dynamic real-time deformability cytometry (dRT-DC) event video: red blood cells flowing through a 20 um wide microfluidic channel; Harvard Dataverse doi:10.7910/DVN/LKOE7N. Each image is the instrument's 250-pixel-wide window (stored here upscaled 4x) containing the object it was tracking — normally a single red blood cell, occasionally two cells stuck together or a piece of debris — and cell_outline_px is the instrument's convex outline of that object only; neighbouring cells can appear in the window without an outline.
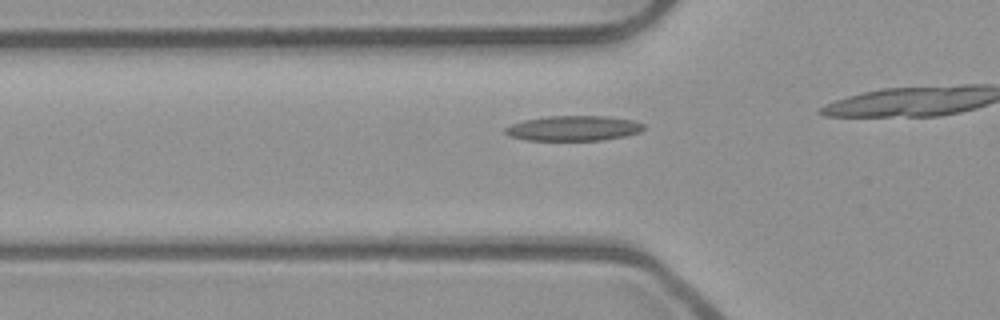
{"species": "common noctule bat (a hibernating species)", "species_latin": "Nyctalus noctula", "temperature_condition": "room temperature", "stored_images_in_passage": 20, "camera_frame_rate_fps": 3000, "um_per_image_px": 0.085, "animal": {"sex": "male", "body_mass_g": 23.1, "forearm_length_mm": 52.7}, "frame": {"image": 1, "passage_image": 15, "time_ms": 4.667, "image_size_px": [1000, 320], "cell_outline_px": [[644, 128], [640, 132], [624, 136], [600, 140], [528, 140], [512, 136], [504, 132], [504, 128], [512, 124], [524, 120], [548, 116], [604, 116], [632, 120], [644, 124]], "centroid_in_image_um": [48.75, 10.9], "position_along_channel_um": 77.1, "area_um2": 20.0}}